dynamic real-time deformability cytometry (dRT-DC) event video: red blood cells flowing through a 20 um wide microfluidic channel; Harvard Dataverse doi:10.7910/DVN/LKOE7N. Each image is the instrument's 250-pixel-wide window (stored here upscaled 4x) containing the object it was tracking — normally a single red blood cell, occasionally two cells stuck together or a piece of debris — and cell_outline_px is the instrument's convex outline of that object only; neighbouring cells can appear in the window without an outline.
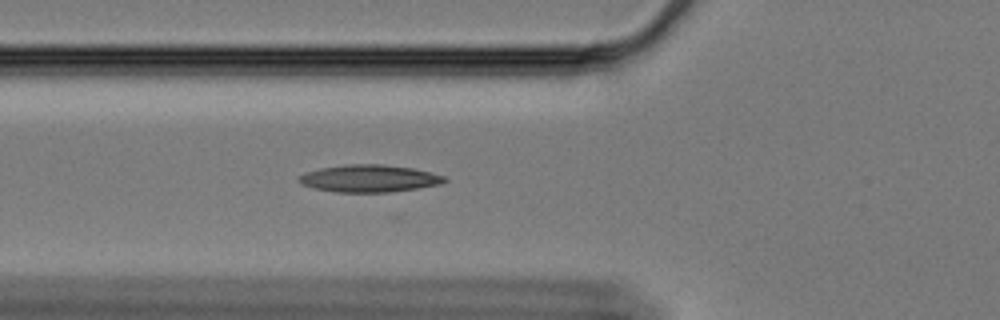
{"species": "Egyptian fruit bat (a non-hibernating species)", "species_latin": "Rousettus aegyptiacus", "temperature_condition": "cold", "stored_images_in_passage": 34, "camera_frame_rate_fps": 3000, "um_per_image_px": 0.085, "animal": {"sex": "female"}, "frame": {"image": 1, "passage_image": 5, "time_ms": 1.333, "image_size_px": [1000, 320], "cell_outline_px": [[448, 180], [440, 184], [416, 188], [388, 192], [336, 192], [312, 188], [300, 184], [296, 180], [304, 172], [320, 168], [344, 164], [384, 164], [412, 168], [444, 176]], "centroid_in_image_um": [31.31, 15.16], "position_along_channel_um": 94.5, "area_um2": 23.18}}
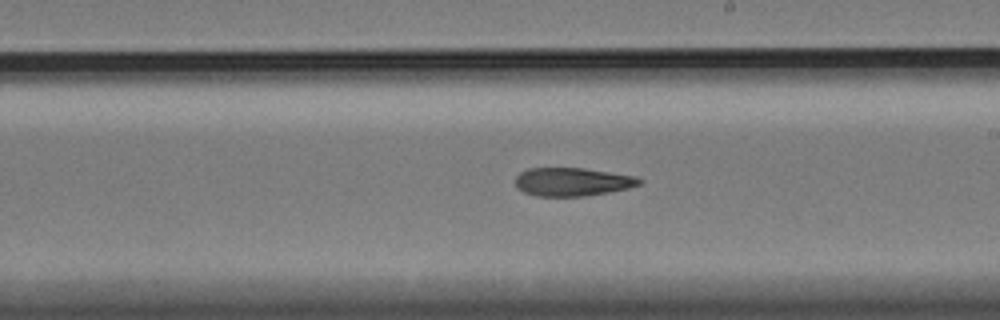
{"frame": {"image": 2, "passage_image": 18, "time_ms": 5.667, "image_size_px": [1000, 320], "cell_outline_px": [[644, 180], [640, 184], [628, 188], [608, 192], [584, 196], [536, 196], [524, 192], [516, 188], [516, 176], [520, 172], [528, 168], [584, 168], [636, 176]], "centroid_in_image_um": [48.64, 15.45], "position_along_channel_um": 240.4, "area_um2": 20.52}}
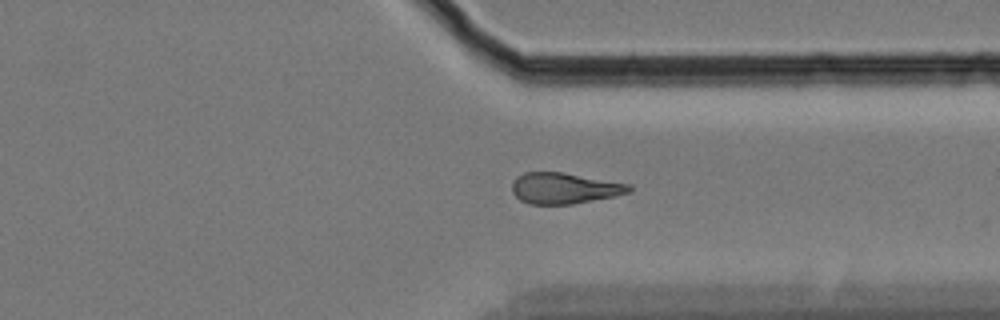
{"frame": {"image": 3, "passage_image": 29, "time_ms": 9.333, "image_size_px": [1000, 320], "cell_outline_px": [[632, 188], [628, 192], [616, 196], [572, 204], [528, 204], [520, 200], [512, 192], [512, 180], [516, 176], [524, 172], [564, 172], [632, 184]], "centroid_in_image_um": [47.96, 15.99], "position_along_channel_um": 363.4, "area_um2": 21.39}}